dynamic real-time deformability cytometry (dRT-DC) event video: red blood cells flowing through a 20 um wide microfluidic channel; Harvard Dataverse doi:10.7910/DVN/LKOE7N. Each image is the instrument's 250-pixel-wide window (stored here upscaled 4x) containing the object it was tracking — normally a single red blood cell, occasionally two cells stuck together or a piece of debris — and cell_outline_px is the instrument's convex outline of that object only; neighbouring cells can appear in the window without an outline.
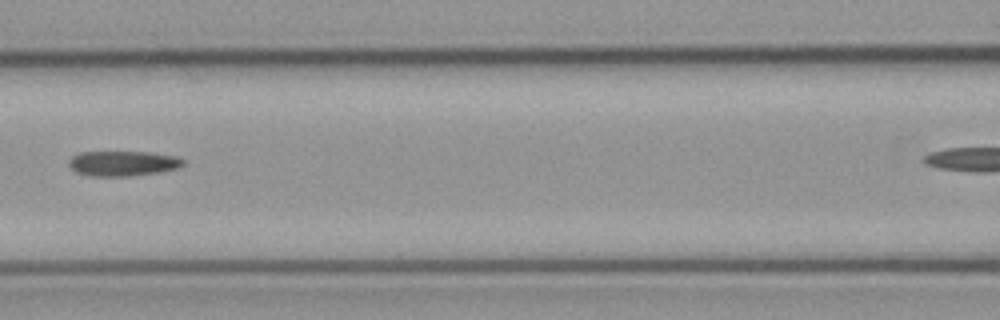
{"species": "common noctule bat (a hibernating species)", "species_latin": "Nyctalus noctula", "temperature_condition": "cold", "stored_images_in_passage": 5, "camera_frame_rate_fps": 3000, "um_per_image_px": 0.085, "animal": {"sex": "male", "body_mass_g": 23.1, "forearm_length_mm": 52.7}, "frame": {"image": 1, "passage_image": 4, "time_ms": 3.333, "image_size_px": [1000, 320], "cell_outline_px": [[184, 164], [180, 168], [160, 172], [132, 176], [88, 176], [76, 172], [68, 164], [68, 160], [72, 156], [80, 152], [148, 152], [176, 156], [184, 160]], "centroid_in_image_um": [10.45, 13.89], "position_along_channel_um": 156.2, "area_um2": 16.88}}